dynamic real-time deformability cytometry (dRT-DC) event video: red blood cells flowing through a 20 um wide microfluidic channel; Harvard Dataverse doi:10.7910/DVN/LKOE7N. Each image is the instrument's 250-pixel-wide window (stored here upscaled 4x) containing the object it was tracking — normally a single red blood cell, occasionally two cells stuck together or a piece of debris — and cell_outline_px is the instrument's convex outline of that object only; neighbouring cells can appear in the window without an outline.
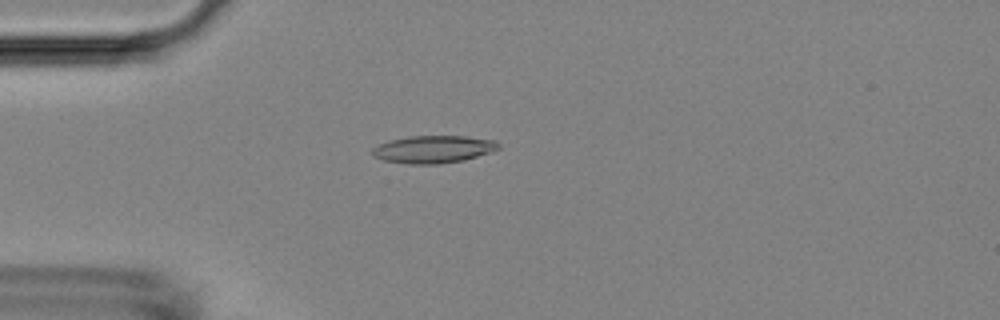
{"species": "Egyptian fruit bat (a non-hibernating species)", "species_latin": "Rousettus aegyptiacus", "temperature_condition": "room temperature", "stored_images_in_passage": 52, "camera_frame_rate_fps": 3000, "um_per_image_px": 0.085, "animal": {"sex": "female"}, "frame": {"image": 1, "passage_image": 14, "time_ms": 4.333, "image_size_px": [1000, 320], "cell_outline_px": [[500, 148], [492, 152], [464, 160], [440, 164], [408, 164], [384, 160], [372, 156], [372, 148], [388, 140], [408, 136], [464, 136], [496, 140], [500, 144]], "centroid_in_image_um": [36.85, 12.69], "position_along_channel_um": 48.1, "area_um2": 20.4}}
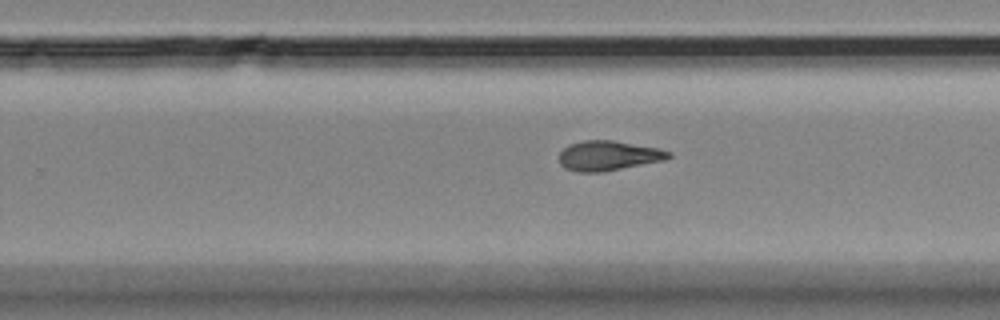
{"frame": {"image": 2, "passage_image": 33, "time_ms": 10.667, "image_size_px": [1000, 320], "cell_outline_px": [[672, 156], [664, 160], [604, 172], [576, 172], [564, 168], [560, 164], [560, 152], [568, 144], [584, 140], [612, 140], [660, 148], [672, 152]], "centroid_in_image_um": [51.71, 13.23], "position_along_channel_um": 278.1, "area_um2": 19.19}}
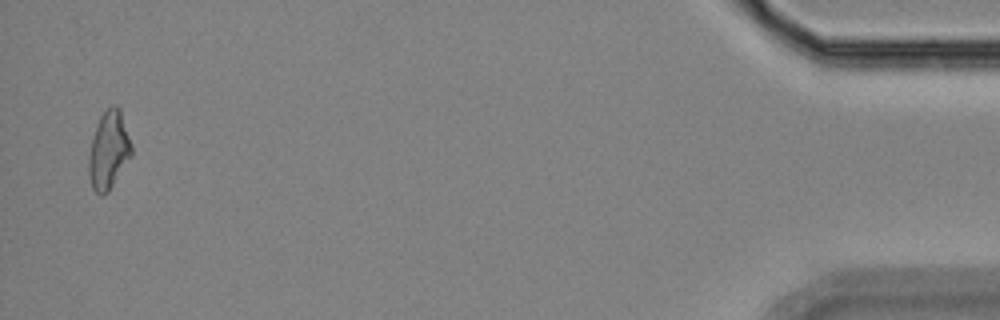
{"frame": {"image": 3, "passage_image": 51, "time_ms": 16.667, "image_size_px": [1000, 320], "cell_outline_px": [[132, 156], [108, 192], [104, 196], [100, 196], [92, 188], [88, 176], [88, 156], [92, 136], [96, 124], [100, 116], [112, 104], [116, 104], [120, 108], [132, 144]], "centroid_in_image_um": [9.23, 12.78], "position_along_channel_um": 426.0, "area_um2": 19.83}, "authors_computed_cell_mechanics": {"area_um2": 19.074, "velocity_mm_per_s": 3.8392, "shape_relaxation_time_tau1_ms": null, "shape_relaxation_time_tau2_ms": 4.9544, "deformation_change_tau1": null, "deformation_change_tau2": 0.1456}}